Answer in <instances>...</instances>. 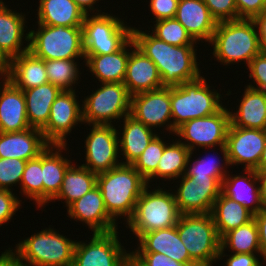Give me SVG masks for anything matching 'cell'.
I'll use <instances>...</instances> for the list:
<instances>
[{
  "label": "cell",
  "instance_id": "cell-1",
  "mask_svg": "<svg viewBox=\"0 0 266 266\" xmlns=\"http://www.w3.org/2000/svg\"><path fill=\"white\" fill-rule=\"evenodd\" d=\"M132 27L135 46L157 66L162 85L179 86L201 76L196 45L174 46L157 39L150 31Z\"/></svg>",
  "mask_w": 266,
  "mask_h": 266
},
{
  "label": "cell",
  "instance_id": "cell-2",
  "mask_svg": "<svg viewBox=\"0 0 266 266\" xmlns=\"http://www.w3.org/2000/svg\"><path fill=\"white\" fill-rule=\"evenodd\" d=\"M108 214L117 222L124 216L126 223L132 218L138 198L147 186L146 179L130 164H121L97 174ZM126 217V218H125Z\"/></svg>",
  "mask_w": 266,
  "mask_h": 266
},
{
  "label": "cell",
  "instance_id": "cell-3",
  "mask_svg": "<svg viewBox=\"0 0 266 266\" xmlns=\"http://www.w3.org/2000/svg\"><path fill=\"white\" fill-rule=\"evenodd\" d=\"M222 65L243 61L248 65L261 52L257 28L252 19L217 22L209 45Z\"/></svg>",
  "mask_w": 266,
  "mask_h": 266
},
{
  "label": "cell",
  "instance_id": "cell-4",
  "mask_svg": "<svg viewBox=\"0 0 266 266\" xmlns=\"http://www.w3.org/2000/svg\"><path fill=\"white\" fill-rule=\"evenodd\" d=\"M76 241L49 227L32 234L10 251L21 266H72Z\"/></svg>",
  "mask_w": 266,
  "mask_h": 266
},
{
  "label": "cell",
  "instance_id": "cell-5",
  "mask_svg": "<svg viewBox=\"0 0 266 266\" xmlns=\"http://www.w3.org/2000/svg\"><path fill=\"white\" fill-rule=\"evenodd\" d=\"M204 76L170 87L172 125L176 130L182 124L195 118L206 117L218 112L222 95L211 89ZM215 90V91H214Z\"/></svg>",
  "mask_w": 266,
  "mask_h": 266
},
{
  "label": "cell",
  "instance_id": "cell-6",
  "mask_svg": "<svg viewBox=\"0 0 266 266\" xmlns=\"http://www.w3.org/2000/svg\"><path fill=\"white\" fill-rule=\"evenodd\" d=\"M149 187L151 189L149 185L144 188L132 218L126 223L137 240L147 232L175 226L181 215L170 189L167 191L157 186L158 189L151 191Z\"/></svg>",
  "mask_w": 266,
  "mask_h": 266
},
{
  "label": "cell",
  "instance_id": "cell-7",
  "mask_svg": "<svg viewBox=\"0 0 266 266\" xmlns=\"http://www.w3.org/2000/svg\"><path fill=\"white\" fill-rule=\"evenodd\" d=\"M29 51L44 60L85 59L82 26L38 24L29 31Z\"/></svg>",
  "mask_w": 266,
  "mask_h": 266
},
{
  "label": "cell",
  "instance_id": "cell-8",
  "mask_svg": "<svg viewBox=\"0 0 266 266\" xmlns=\"http://www.w3.org/2000/svg\"><path fill=\"white\" fill-rule=\"evenodd\" d=\"M189 256L199 266H213L220 252V237L211 214H183L176 224Z\"/></svg>",
  "mask_w": 266,
  "mask_h": 266
},
{
  "label": "cell",
  "instance_id": "cell-9",
  "mask_svg": "<svg viewBox=\"0 0 266 266\" xmlns=\"http://www.w3.org/2000/svg\"><path fill=\"white\" fill-rule=\"evenodd\" d=\"M115 16L103 11L85 15L82 24L85 55L115 53L132 38V27Z\"/></svg>",
  "mask_w": 266,
  "mask_h": 266
},
{
  "label": "cell",
  "instance_id": "cell-10",
  "mask_svg": "<svg viewBox=\"0 0 266 266\" xmlns=\"http://www.w3.org/2000/svg\"><path fill=\"white\" fill-rule=\"evenodd\" d=\"M97 90L82 101L83 122L90 125H113L130 114L131 95L123 83H100ZM114 120V121H113ZM112 122V123H111Z\"/></svg>",
  "mask_w": 266,
  "mask_h": 266
},
{
  "label": "cell",
  "instance_id": "cell-11",
  "mask_svg": "<svg viewBox=\"0 0 266 266\" xmlns=\"http://www.w3.org/2000/svg\"><path fill=\"white\" fill-rule=\"evenodd\" d=\"M230 108L222 107L218 112L201 118H195L185 122L175 131V135L180 137L178 140L184 144L190 153L198 149H216L218 145L224 146L226 143L227 132L230 125ZM180 139H184L183 141ZM214 147V149H213Z\"/></svg>",
  "mask_w": 266,
  "mask_h": 266
},
{
  "label": "cell",
  "instance_id": "cell-12",
  "mask_svg": "<svg viewBox=\"0 0 266 266\" xmlns=\"http://www.w3.org/2000/svg\"><path fill=\"white\" fill-rule=\"evenodd\" d=\"M118 233H93L88 243L77 241L72 266H126L131 251L119 242Z\"/></svg>",
  "mask_w": 266,
  "mask_h": 266
},
{
  "label": "cell",
  "instance_id": "cell-13",
  "mask_svg": "<svg viewBox=\"0 0 266 266\" xmlns=\"http://www.w3.org/2000/svg\"><path fill=\"white\" fill-rule=\"evenodd\" d=\"M86 136L85 163L81 164L95 174L121 165L117 128L114 125H91ZM119 156V157H118ZM120 161V162H119Z\"/></svg>",
  "mask_w": 266,
  "mask_h": 266
},
{
  "label": "cell",
  "instance_id": "cell-14",
  "mask_svg": "<svg viewBox=\"0 0 266 266\" xmlns=\"http://www.w3.org/2000/svg\"><path fill=\"white\" fill-rule=\"evenodd\" d=\"M76 94L75 90L61 91L53 102L47 125L41 130L49 144L66 145V137L72 129L84 123L83 109Z\"/></svg>",
  "mask_w": 266,
  "mask_h": 266
},
{
  "label": "cell",
  "instance_id": "cell-15",
  "mask_svg": "<svg viewBox=\"0 0 266 266\" xmlns=\"http://www.w3.org/2000/svg\"><path fill=\"white\" fill-rule=\"evenodd\" d=\"M180 179L174 192L180 214H210L221 193V184L215 178H197L186 174Z\"/></svg>",
  "mask_w": 266,
  "mask_h": 266
},
{
  "label": "cell",
  "instance_id": "cell-16",
  "mask_svg": "<svg viewBox=\"0 0 266 266\" xmlns=\"http://www.w3.org/2000/svg\"><path fill=\"white\" fill-rule=\"evenodd\" d=\"M130 115L145 126L152 129L165 127L170 134H174L176 130L171 121L170 87L164 86L131 96Z\"/></svg>",
  "mask_w": 266,
  "mask_h": 266
},
{
  "label": "cell",
  "instance_id": "cell-17",
  "mask_svg": "<svg viewBox=\"0 0 266 266\" xmlns=\"http://www.w3.org/2000/svg\"><path fill=\"white\" fill-rule=\"evenodd\" d=\"M265 143L266 130L239 128L230 123L225 143L230 165L239 164L244 166V170H254L258 166Z\"/></svg>",
  "mask_w": 266,
  "mask_h": 266
},
{
  "label": "cell",
  "instance_id": "cell-18",
  "mask_svg": "<svg viewBox=\"0 0 266 266\" xmlns=\"http://www.w3.org/2000/svg\"><path fill=\"white\" fill-rule=\"evenodd\" d=\"M67 213L68 217L76 222L87 224L93 233L118 230V223L108 214L98 186L70 204L67 207Z\"/></svg>",
  "mask_w": 266,
  "mask_h": 266
},
{
  "label": "cell",
  "instance_id": "cell-19",
  "mask_svg": "<svg viewBox=\"0 0 266 266\" xmlns=\"http://www.w3.org/2000/svg\"><path fill=\"white\" fill-rule=\"evenodd\" d=\"M123 84L131 96L164 87L157 66L135 46L132 38Z\"/></svg>",
  "mask_w": 266,
  "mask_h": 266
},
{
  "label": "cell",
  "instance_id": "cell-20",
  "mask_svg": "<svg viewBox=\"0 0 266 266\" xmlns=\"http://www.w3.org/2000/svg\"><path fill=\"white\" fill-rule=\"evenodd\" d=\"M2 79L0 80V132L11 133L31 128L27 119L23 90L17 88L9 79Z\"/></svg>",
  "mask_w": 266,
  "mask_h": 266
},
{
  "label": "cell",
  "instance_id": "cell-21",
  "mask_svg": "<svg viewBox=\"0 0 266 266\" xmlns=\"http://www.w3.org/2000/svg\"><path fill=\"white\" fill-rule=\"evenodd\" d=\"M16 11L9 9L3 0H0V50L9 60L29 50L30 34H24L27 27L26 15L22 11ZM23 39L27 42L25 47Z\"/></svg>",
  "mask_w": 266,
  "mask_h": 266
},
{
  "label": "cell",
  "instance_id": "cell-22",
  "mask_svg": "<svg viewBox=\"0 0 266 266\" xmlns=\"http://www.w3.org/2000/svg\"><path fill=\"white\" fill-rule=\"evenodd\" d=\"M139 244L132 252H153L164 254L179 263L199 266L190 256L179 237L177 227L159 229L143 234L137 241Z\"/></svg>",
  "mask_w": 266,
  "mask_h": 266
},
{
  "label": "cell",
  "instance_id": "cell-23",
  "mask_svg": "<svg viewBox=\"0 0 266 266\" xmlns=\"http://www.w3.org/2000/svg\"><path fill=\"white\" fill-rule=\"evenodd\" d=\"M174 18L198 44L200 41H211L217 21L211 16L203 0H179Z\"/></svg>",
  "mask_w": 266,
  "mask_h": 266
},
{
  "label": "cell",
  "instance_id": "cell-24",
  "mask_svg": "<svg viewBox=\"0 0 266 266\" xmlns=\"http://www.w3.org/2000/svg\"><path fill=\"white\" fill-rule=\"evenodd\" d=\"M48 145L42 131L36 128L11 133L0 132V158L32 160Z\"/></svg>",
  "mask_w": 266,
  "mask_h": 266
},
{
  "label": "cell",
  "instance_id": "cell-25",
  "mask_svg": "<svg viewBox=\"0 0 266 266\" xmlns=\"http://www.w3.org/2000/svg\"><path fill=\"white\" fill-rule=\"evenodd\" d=\"M245 171L243 175H230L229 172L225 175L221 183V193L242 204L254 215L264 209L259 190V181L255 170ZM246 174V175H245Z\"/></svg>",
  "mask_w": 266,
  "mask_h": 266
},
{
  "label": "cell",
  "instance_id": "cell-26",
  "mask_svg": "<svg viewBox=\"0 0 266 266\" xmlns=\"http://www.w3.org/2000/svg\"><path fill=\"white\" fill-rule=\"evenodd\" d=\"M69 150L66 145L49 144L42 152L43 206L58 194L71 160L63 157L61 152ZM67 149V150H66Z\"/></svg>",
  "mask_w": 266,
  "mask_h": 266
},
{
  "label": "cell",
  "instance_id": "cell-27",
  "mask_svg": "<svg viewBox=\"0 0 266 266\" xmlns=\"http://www.w3.org/2000/svg\"><path fill=\"white\" fill-rule=\"evenodd\" d=\"M122 120L124 123L122 131L120 130L119 132L117 129V134L122 135L120 137L118 136L119 153H122L120 155H123L124 158L121 157V163L132 165L158 132L155 133L156 129L153 130L145 126L130 114Z\"/></svg>",
  "mask_w": 266,
  "mask_h": 266
},
{
  "label": "cell",
  "instance_id": "cell-28",
  "mask_svg": "<svg viewBox=\"0 0 266 266\" xmlns=\"http://www.w3.org/2000/svg\"><path fill=\"white\" fill-rule=\"evenodd\" d=\"M130 50L131 39L115 53L85 55V66L90 70V73H93L92 75H95L100 83H123Z\"/></svg>",
  "mask_w": 266,
  "mask_h": 266
},
{
  "label": "cell",
  "instance_id": "cell-29",
  "mask_svg": "<svg viewBox=\"0 0 266 266\" xmlns=\"http://www.w3.org/2000/svg\"><path fill=\"white\" fill-rule=\"evenodd\" d=\"M236 112L230 111V122L239 128L266 130V92L245 86Z\"/></svg>",
  "mask_w": 266,
  "mask_h": 266
},
{
  "label": "cell",
  "instance_id": "cell-30",
  "mask_svg": "<svg viewBox=\"0 0 266 266\" xmlns=\"http://www.w3.org/2000/svg\"><path fill=\"white\" fill-rule=\"evenodd\" d=\"M7 79L23 91L48 83L45 60L28 50L10 60Z\"/></svg>",
  "mask_w": 266,
  "mask_h": 266
},
{
  "label": "cell",
  "instance_id": "cell-31",
  "mask_svg": "<svg viewBox=\"0 0 266 266\" xmlns=\"http://www.w3.org/2000/svg\"><path fill=\"white\" fill-rule=\"evenodd\" d=\"M38 24L50 26H82L86 13L74 0H38Z\"/></svg>",
  "mask_w": 266,
  "mask_h": 266
},
{
  "label": "cell",
  "instance_id": "cell-32",
  "mask_svg": "<svg viewBox=\"0 0 266 266\" xmlns=\"http://www.w3.org/2000/svg\"><path fill=\"white\" fill-rule=\"evenodd\" d=\"M60 92L61 90L50 82L23 91L31 128L42 130L47 125L50 108Z\"/></svg>",
  "mask_w": 266,
  "mask_h": 266
},
{
  "label": "cell",
  "instance_id": "cell-33",
  "mask_svg": "<svg viewBox=\"0 0 266 266\" xmlns=\"http://www.w3.org/2000/svg\"><path fill=\"white\" fill-rule=\"evenodd\" d=\"M210 214L220 238L228 231L245 225L254 219L252 212L222 193L215 200Z\"/></svg>",
  "mask_w": 266,
  "mask_h": 266
},
{
  "label": "cell",
  "instance_id": "cell-34",
  "mask_svg": "<svg viewBox=\"0 0 266 266\" xmlns=\"http://www.w3.org/2000/svg\"><path fill=\"white\" fill-rule=\"evenodd\" d=\"M97 186V174L82 165L72 163L66 170L58 194L50 201H61L68 207ZM61 199V200H60Z\"/></svg>",
  "mask_w": 266,
  "mask_h": 266
},
{
  "label": "cell",
  "instance_id": "cell-35",
  "mask_svg": "<svg viewBox=\"0 0 266 266\" xmlns=\"http://www.w3.org/2000/svg\"><path fill=\"white\" fill-rule=\"evenodd\" d=\"M175 140L166 144L156 171L146 180L147 185L151 184L149 182L152 179L177 180L185 174L190 150L179 140Z\"/></svg>",
  "mask_w": 266,
  "mask_h": 266
},
{
  "label": "cell",
  "instance_id": "cell-36",
  "mask_svg": "<svg viewBox=\"0 0 266 266\" xmlns=\"http://www.w3.org/2000/svg\"><path fill=\"white\" fill-rule=\"evenodd\" d=\"M232 251L233 254L249 253L261 255L259 245L258 227L253 219L249 223L239 226L225 233L220 238V252L218 261L225 257V250Z\"/></svg>",
  "mask_w": 266,
  "mask_h": 266
},
{
  "label": "cell",
  "instance_id": "cell-37",
  "mask_svg": "<svg viewBox=\"0 0 266 266\" xmlns=\"http://www.w3.org/2000/svg\"><path fill=\"white\" fill-rule=\"evenodd\" d=\"M79 59L45 60V70L48 81L56 85L61 91L76 90L73 87L79 83Z\"/></svg>",
  "mask_w": 266,
  "mask_h": 266
},
{
  "label": "cell",
  "instance_id": "cell-38",
  "mask_svg": "<svg viewBox=\"0 0 266 266\" xmlns=\"http://www.w3.org/2000/svg\"><path fill=\"white\" fill-rule=\"evenodd\" d=\"M219 150L223 155V164L220 160H217V155H215V157H213V155L211 157H199L198 159L192 161V153H190L185 174L187 176L197 178H215L221 184L225 175L229 172L227 170V166H230V163L226 146H220ZM191 161L193 163H191Z\"/></svg>",
  "mask_w": 266,
  "mask_h": 266
},
{
  "label": "cell",
  "instance_id": "cell-39",
  "mask_svg": "<svg viewBox=\"0 0 266 266\" xmlns=\"http://www.w3.org/2000/svg\"><path fill=\"white\" fill-rule=\"evenodd\" d=\"M42 153L28 160L20 182V193L34 200L37 208L43 207Z\"/></svg>",
  "mask_w": 266,
  "mask_h": 266
},
{
  "label": "cell",
  "instance_id": "cell-40",
  "mask_svg": "<svg viewBox=\"0 0 266 266\" xmlns=\"http://www.w3.org/2000/svg\"><path fill=\"white\" fill-rule=\"evenodd\" d=\"M151 34L157 39L174 46L197 45L187 30L175 18L153 21Z\"/></svg>",
  "mask_w": 266,
  "mask_h": 266
},
{
  "label": "cell",
  "instance_id": "cell-41",
  "mask_svg": "<svg viewBox=\"0 0 266 266\" xmlns=\"http://www.w3.org/2000/svg\"><path fill=\"white\" fill-rule=\"evenodd\" d=\"M166 144L157 134L132 164L146 180L156 171Z\"/></svg>",
  "mask_w": 266,
  "mask_h": 266
},
{
  "label": "cell",
  "instance_id": "cell-42",
  "mask_svg": "<svg viewBox=\"0 0 266 266\" xmlns=\"http://www.w3.org/2000/svg\"><path fill=\"white\" fill-rule=\"evenodd\" d=\"M26 163L17 158H0V189L13 191L11 186H20Z\"/></svg>",
  "mask_w": 266,
  "mask_h": 266
},
{
  "label": "cell",
  "instance_id": "cell-43",
  "mask_svg": "<svg viewBox=\"0 0 266 266\" xmlns=\"http://www.w3.org/2000/svg\"><path fill=\"white\" fill-rule=\"evenodd\" d=\"M203 2L217 22L238 20L235 0H203Z\"/></svg>",
  "mask_w": 266,
  "mask_h": 266
},
{
  "label": "cell",
  "instance_id": "cell-44",
  "mask_svg": "<svg viewBox=\"0 0 266 266\" xmlns=\"http://www.w3.org/2000/svg\"><path fill=\"white\" fill-rule=\"evenodd\" d=\"M249 78L253 83H249L248 87L266 92V53L260 52L256 55L248 65Z\"/></svg>",
  "mask_w": 266,
  "mask_h": 266
},
{
  "label": "cell",
  "instance_id": "cell-45",
  "mask_svg": "<svg viewBox=\"0 0 266 266\" xmlns=\"http://www.w3.org/2000/svg\"><path fill=\"white\" fill-rule=\"evenodd\" d=\"M14 194L13 191L0 189V227L11 221L18 209H21V200Z\"/></svg>",
  "mask_w": 266,
  "mask_h": 266
},
{
  "label": "cell",
  "instance_id": "cell-46",
  "mask_svg": "<svg viewBox=\"0 0 266 266\" xmlns=\"http://www.w3.org/2000/svg\"><path fill=\"white\" fill-rule=\"evenodd\" d=\"M131 255L142 266H189L186 263H179L170 259L164 254L153 252H131Z\"/></svg>",
  "mask_w": 266,
  "mask_h": 266
},
{
  "label": "cell",
  "instance_id": "cell-47",
  "mask_svg": "<svg viewBox=\"0 0 266 266\" xmlns=\"http://www.w3.org/2000/svg\"><path fill=\"white\" fill-rule=\"evenodd\" d=\"M179 0H150L149 9L155 21L174 18Z\"/></svg>",
  "mask_w": 266,
  "mask_h": 266
},
{
  "label": "cell",
  "instance_id": "cell-48",
  "mask_svg": "<svg viewBox=\"0 0 266 266\" xmlns=\"http://www.w3.org/2000/svg\"><path fill=\"white\" fill-rule=\"evenodd\" d=\"M238 19H253L266 11V0H235Z\"/></svg>",
  "mask_w": 266,
  "mask_h": 266
},
{
  "label": "cell",
  "instance_id": "cell-49",
  "mask_svg": "<svg viewBox=\"0 0 266 266\" xmlns=\"http://www.w3.org/2000/svg\"><path fill=\"white\" fill-rule=\"evenodd\" d=\"M230 255H227L229 258L225 260V266H263V264H266V262L259 260L258 257L261 255L249 253H230Z\"/></svg>",
  "mask_w": 266,
  "mask_h": 266
},
{
  "label": "cell",
  "instance_id": "cell-50",
  "mask_svg": "<svg viewBox=\"0 0 266 266\" xmlns=\"http://www.w3.org/2000/svg\"><path fill=\"white\" fill-rule=\"evenodd\" d=\"M254 220L258 227L259 245L261 251V258L266 261V209L260 210L254 215Z\"/></svg>",
  "mask_w": 266,
  "mask_h": 266
},
{
  "label": "cell",
  "instance_id": "cell-51",
  "mask_svg": "<svg viewBox=\"0 0 266 266\" xmlns=\"http://www.w3.org/2000/svg\"><path fill=\"white\" fill-rule=\"evenodd\" d=\"M256 25L261 52L266 53V11L252 19Z\"/></svg>",
  "mask_w": 266,
  "mask_h": 266
},
{
  "label": "cell",
  "instance_id": "cell-52",
  "mask_svg": "<svg viewBox=\"0 0 266 266\" xmlns=\"http://www.w3.org/2000/svg\"><path fill=\"white\" fill-rule=\"evenodd\" d=\"M0 266H21L18 258L10 251L6 249L0 256Z\"/></svg>",
  "mask_w": 266,
  "mask_h": 266
},
{
  "label": "cell",
  "instance_id": "cell-53",
  "mask_svg": "<svg viewBox=\"0 0 266 266\" xmlns=\"http://www.w3.org/2000/svg\"><path fill=\"white\" fill-rule=\"evenodd\" d=\"M99 0H74V2L86 13V14H89V11L91 14H101V11L102 10H96L95 9V6L96 3L98 2ZM93 11V13H92ZM98 11V12H97Z\"/></svg>",
  "mask_w": 266,
  "mask_h": 266
},
{
  "label": "cell",
  "instance_id": "cell-54",
  "mask_svg": "<svg viewBox=\"0 0 266 266\" xmlns=\"http://www.w3.org/2000/svg\"><path fill=\"white\" fill-rule=\"evenodd\" d=\"M256 173L259 181L261 202L264 209H266V171H256Z\"/></svg>",
  "mask_w": 266,
  "mask_h": 266
},
{
  "label": "cell",
  "instance_id": "cell-55",
  "mask_svg": "<svg viewBox=\"0 0 266 266\" xmlns=\"http://www.w3.org/2000/svg\"><path fill=\"white\" fill-rule=\"evenodd\" d=\"M10 68V60L0 50V77L7 78Z\"/></svg>",
  "mask_w": 266,
  "mask_h": 266
},
{
  "label": "cell",
  "instance_id": "cell-56",
  "mask_svg": "<svg viewBox=\"0 0 266 266\" xmlns=\"http://www.w3.org/2000/svg\"><path fill=\"white\" fill-rule=\"evenodd\" d=\"M254 170L255 171H266V143L262 151V155L258 163V166Z\"/></svg>",
  "mask_w": 266,
  "mask_h": 266
},
{
  "label": "cell",
  "instance_id": "cell-57",
  "mask_svg": "<svg viewBox=\"0 0 266 266\" xmlns=\"http://www.w3.org/2000/svg\"><path fill=\"white\" fill-rule=\"evenodd\" d=\"M126 266H142V265L130 254Z\"/></svg>",
  "mask_w": 266,
  "mask_h": 266
}]
</instances>
